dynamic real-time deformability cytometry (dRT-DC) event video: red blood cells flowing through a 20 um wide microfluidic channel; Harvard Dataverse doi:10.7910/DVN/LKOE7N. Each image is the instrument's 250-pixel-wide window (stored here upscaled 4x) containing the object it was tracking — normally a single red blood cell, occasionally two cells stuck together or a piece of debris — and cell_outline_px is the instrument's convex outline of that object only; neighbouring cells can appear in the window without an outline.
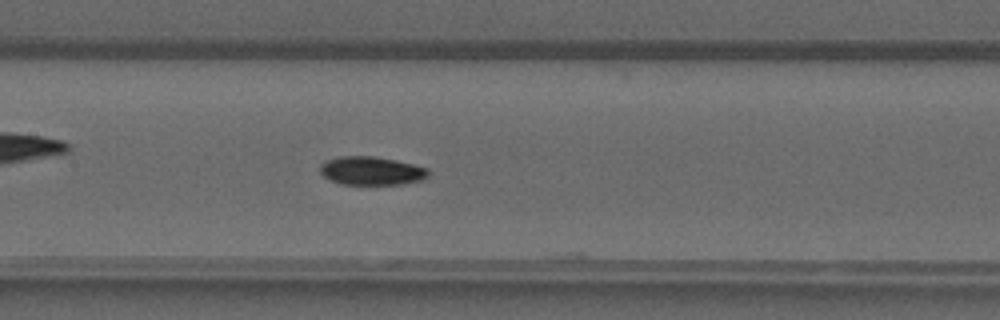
{"species": "common noctule bat (a hibernating species)", "species_latin": "Nyctalus noctula", "temperature_condition": "warm", "stored_images_in_passage": 26, "camera_frame_rate_fps": 3000, "um_per_image_px": 0.085, "animal": {"sex": "male", "forearm_length_mm": 52.5}, "frame": {"image": 1, "passage_image": 23, "time_ms": 7.333, "image_size_px": [1000, 320], "cell_outline_px": [[428, 176], [424, 180], [404, 184], [340, 184], [324, 176], [320, 172], [320, 164], [328, 160], [340, 156], [372, 156], [396, 160], [428, 168]], "centroid_in_image_um": [31.59, 14.52], "position_along_channel_um": 175.8, "area_um2": 17.92}}